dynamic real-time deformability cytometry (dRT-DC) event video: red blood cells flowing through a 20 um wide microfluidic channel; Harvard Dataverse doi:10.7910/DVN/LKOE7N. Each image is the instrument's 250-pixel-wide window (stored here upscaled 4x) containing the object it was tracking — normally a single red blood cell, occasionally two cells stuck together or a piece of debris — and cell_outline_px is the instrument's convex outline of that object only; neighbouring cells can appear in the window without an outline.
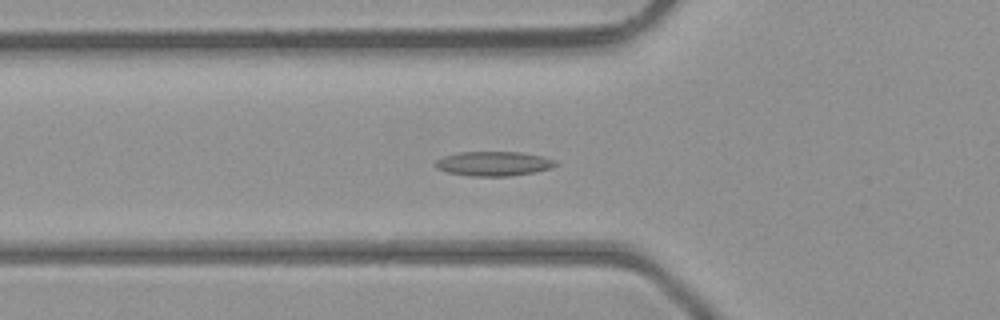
{"species": "common noctule bat (a hibernating species)", "species_latin": "Nyctalus noctula", "temperature_condition": "room temperature", "stored_images_in_passage": 33, "camera_frame_rate_fps": 3000, "um_per_image_px": 0.085, "animal": {"sex": "male", "body_mass_g": 23.1, "forearm_length_mm": 52.7}, "frame": {"image": 1, "passage_image": 3, "time_ms": 0.667, "image_size_px": [1000, 320], "cell_outline_px": [[560, 164], [552, 168], [536, 172], [508, 176], [472, 176], [448, 172], [436, 168], [436, 160], [444, 156], [460, 152], [520, 152], [544, 156], [556, 160]], "centroid_in_image_um": [42.03, 13.91], "position_along_channel_um": 83.8, "area_um2": 17.22}}
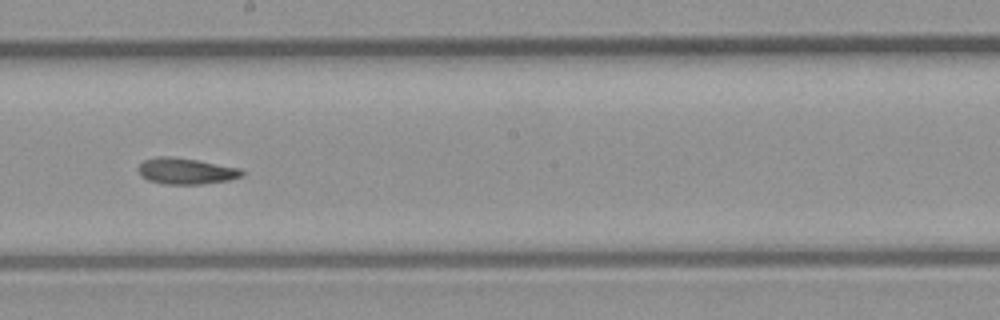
{"frame": {"image": 2, "passage_image": 13, "time_ms": 4.0, "image_size_px": [1000, 320], "cell_outline_px": [[244, 176], [228, 180], [204, 184], [164, 184], [148, 180], [140, 176], [140, 164], [144, 160], [160, 156], [172, 156], [196, 160], [240, 168], [244, 172]], "centroid_in_image_um": [15.83, 14.55], "position_along_channel_um": 232.4, "area_um2": 15.72}}
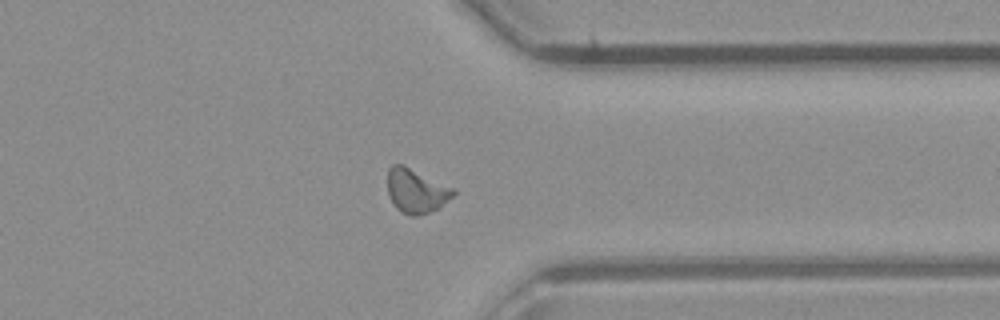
{"frame": {"image": 3, "passage_image": 23, "time_ms": 7.333, "image_size_px": [1000, 320], "cell_outline_px": [[456, 192], [452, 196], [436, 208], [420, 216], [408, 216], [396, 208], [388, 196], [388, 168], [392, 164], [404, 164], [456, 188]], "centroid_in_image_um": [35.36, 16.2], "position_along_channel_um": 376.0, "area_um2": 17.11}, "authors_computed_cell_mechanics": {"area_um2": 15.6638, "velocity_mm_per_s": 4.4309, "shape_relaxation_time_tau1_ms": null, "shape_relaxation_time_tau2_ms": 4.1075, "deformation_change_tau1": null, "deformation_change_tau2": 0.0956}}